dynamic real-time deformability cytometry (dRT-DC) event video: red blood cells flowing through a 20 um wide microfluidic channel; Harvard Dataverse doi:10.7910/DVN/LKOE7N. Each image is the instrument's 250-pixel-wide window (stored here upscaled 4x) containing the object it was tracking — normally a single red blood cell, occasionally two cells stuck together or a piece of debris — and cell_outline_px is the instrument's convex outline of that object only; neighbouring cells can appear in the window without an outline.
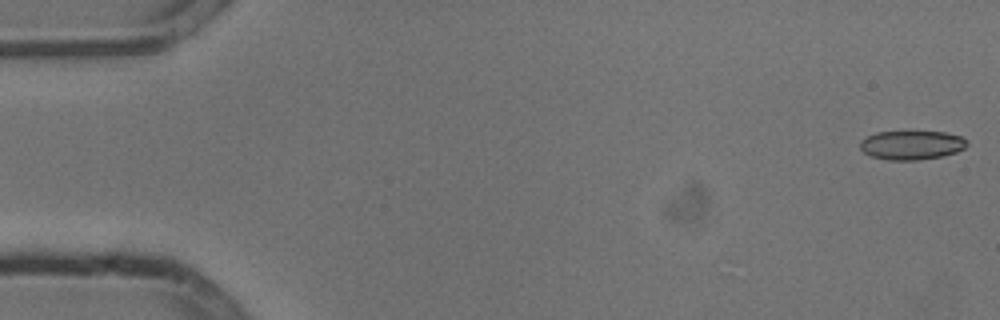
{"species": "common noctule bat (a hibernating species)", "species_latin": "Nyctalus noctula", "temperature_condition": "cold", "stored_images_in_passage": 5, "camera_frame_rate_fps": 3000, "um_per_image_px": 0.085, "animal": {"sex": "male", "body_mass_g": 13.3}, "frame": {"image": 1, "passage_image": 1, "time_ms": 0.0, "image_size_px": [1000, 320], "cell_outline_px": [[968, 144], [964, 148], [956, 152], [944, 156], [916, 160], [888, 160], [872, 156], [864, 152], [860, 148], [860, 140], [876, 132], [944, 132], [960, 136], [968, 140]], "centroid_in_image_um": [77.5, 12.33], "position_along_channel_um": 7.5, "area_um2": 18.03}}
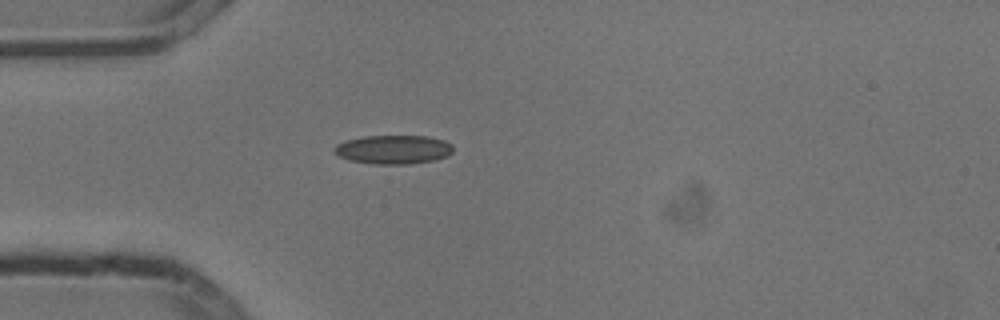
{"frame": {"image": 2, "passage_image": 5, "time_ms": 1.333, "image_size_px": [1000, 320], "cell_outline_px": [[452, 152], [448, 156], [432, 160], [408, 164], [372, 164], [348, 160], [332, 152], [332, 148], [336, 144], [348, 140], [364, 136], [428, 136], [444, 140], [452, 144]], "centroid_in_image_um": [33.41, 12.71], "position_along_channel_um": 51.6, "area_um2": 20.06}}